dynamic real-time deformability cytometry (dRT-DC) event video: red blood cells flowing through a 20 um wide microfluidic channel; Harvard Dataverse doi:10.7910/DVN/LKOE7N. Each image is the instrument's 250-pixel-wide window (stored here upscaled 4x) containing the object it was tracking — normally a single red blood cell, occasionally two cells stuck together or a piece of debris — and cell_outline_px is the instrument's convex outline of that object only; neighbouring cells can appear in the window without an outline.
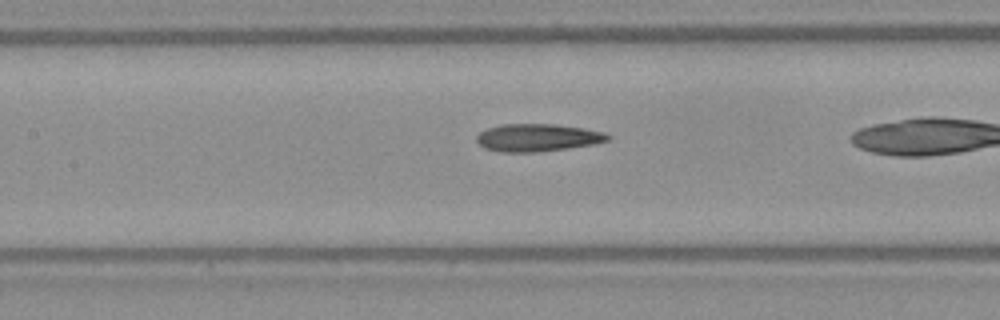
{"species": "Egyptian fruit bat (a non-hibernating species)", "species_latin": "Rousettus aegyptiacus", "temperature_condition": "warm", "stored_images_in_passage": 37, "camera_frame_rate_fps": 3000, "um_per_image_px": 0.085, "frame": {"image": 1, "passage_image": 21, "time_ms": 6.667, "image_size_px": [1000, 320], "cell_outline_px": [[612, 136], [608, 140], [596, 144], [540, 152], [500, 152], [484, 148], [476, 140], [476, 136], [480, 132], [488, 128], [504, 124], [556, 124], [584, 128], [604, 132]], "centroid_in_image_um": [45.72, 11.7], "position_along_channel_um": 161.7, "area_um2": 21.21}}
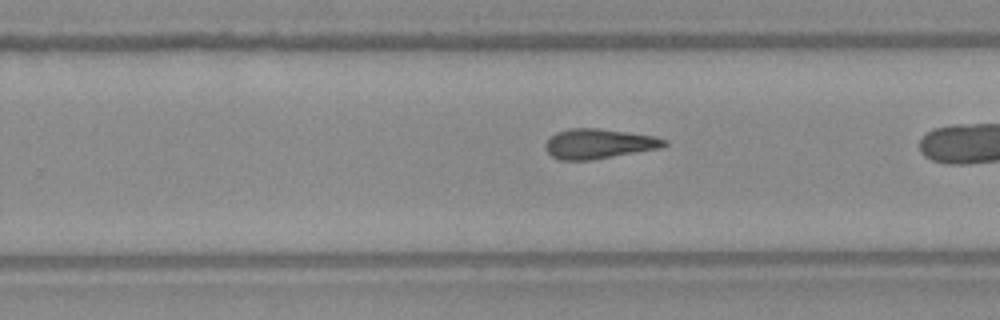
{"frame": {"image": 2, "passage_image": 30, "time_ms": 9.667, "image_size_px": [1000, 320], "cell_outline_px": [[668, 144], [660, 148], [592, 160], [560, 160], [552, 156], [548, 152], [544, 144], [556, 132], [568, 128], [600, 128], [628, 132], [652, 136], [668, 140]], "centroid_in_image_um": [50.89, 12.21], "position_along_channel_um": 278.9, "area_um2": 20.63}}
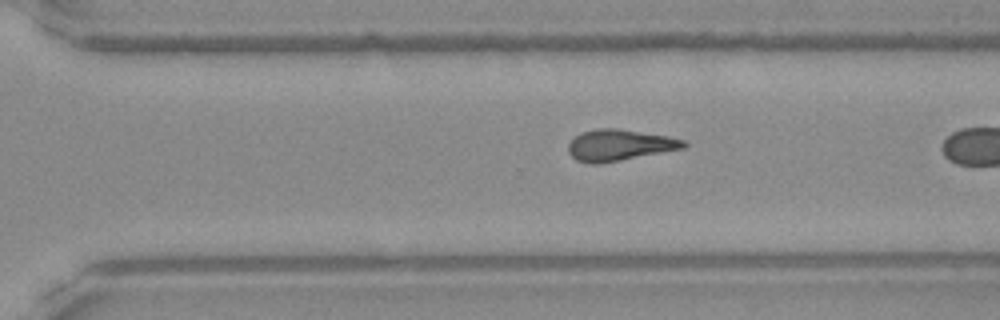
{"frame": {"image": 3, "passage_image": 33, "time_ms": 10.667, "image_size_px": [1000, 320], "cell_outline_px": [[688, 144], [684, 148], [600, 164], [588, 164], [576, 160], [568, 152], [568, 144], [580, 132], [596, 128], [616, 128], [668, 136], [684, 140]], "centroid_in_image_um": [52.62, 12.34], "position_along_channel_um": 318.0, "area_um2": 21.04}}